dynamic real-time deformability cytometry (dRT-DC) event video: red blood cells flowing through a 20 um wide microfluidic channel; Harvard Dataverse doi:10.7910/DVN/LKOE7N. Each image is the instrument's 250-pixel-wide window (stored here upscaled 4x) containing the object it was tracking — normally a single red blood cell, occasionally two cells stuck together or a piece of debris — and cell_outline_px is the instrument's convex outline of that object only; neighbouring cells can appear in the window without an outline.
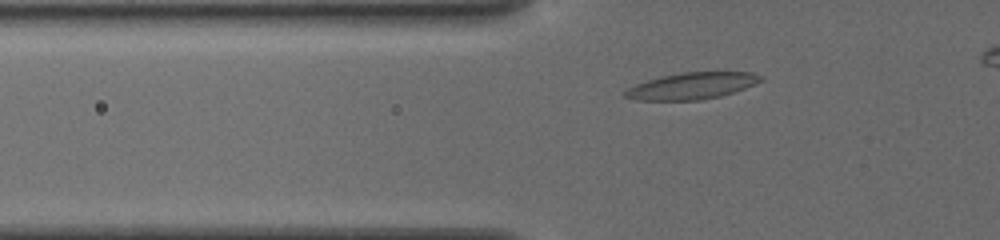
{"species": "common noctule bat (a hibernating species)", "species_latin": "Nyctalus noctula", "temperature_condition": "cold", "stored_images_in_passage": 39, "camera_frame_rate_fps": 3000, "um_per_image_px": 0.085, "animal": {"sex": "female", "body_mass_g": 19.5, "forearm_length_mm": 54.1}, "frame": {"image": 1, "passage_image": 8, "time_ms": 2.333, "image_size_px": [1000, 240], "cell_outline_px": [[764, 80], [744, 88], [720, 96], [700, 100], [636, 100], [624, 96], [624, 92], [628, 88], [636, 84], [660, 76], [680, 72], [752, 72], [764, 76]], "centroid_in_image_um": [58.82, 7.29], "position_along_channel_um": 67.0, "area_um2": 20.98}}
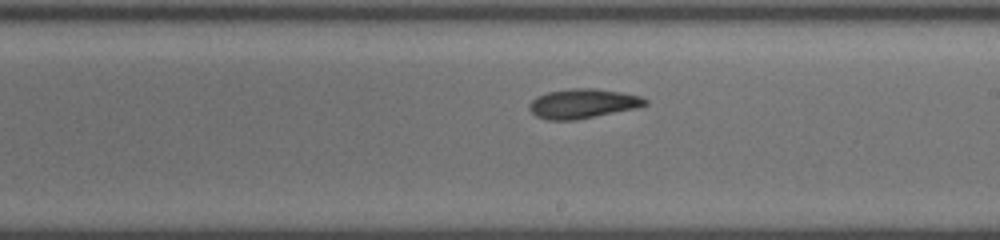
{"frame": {"image": 2, "passage_image": 22, "time_ms": 7.0, "image_size_px": [1000, 240], "cell_outline_px": [[648, 104], [636, 108], [576, 120], [548, 120], [536, 116], [528, 108], [528, 104], [536, 96], [548, 92], [568, 88], [596, 88], [620, 92], [640, 96], [648, 100]], "centroid_in_image_um": [49.52, 8.8], "position_along_channel_um": 239.5, "area_um2": 20.0}}
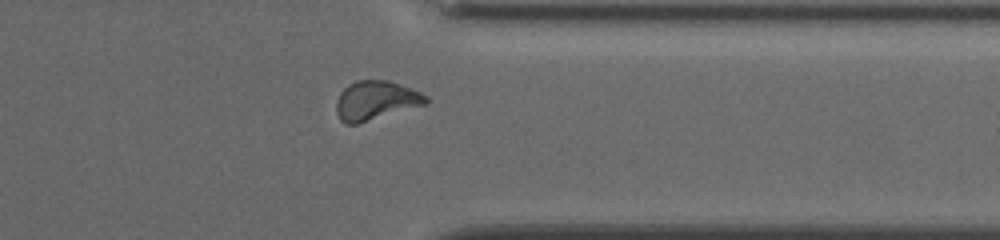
{"frame": {"image": 3, "passage_image": 33, "time_ms": 10.667, "image_size_px": [1000, 240], "cell_outline_px": [[428, 104], [356, 124], [344, 124], [340, 120], [336, 112], [336, 104], [340, 92], [348, 84], [356, 80], [388, 80], [420, 92], [428, 96]], "centroid_in_image_um": [31.93, 8.54], "position_along_channel_um": 379.5, "area_um2": 20.46}}